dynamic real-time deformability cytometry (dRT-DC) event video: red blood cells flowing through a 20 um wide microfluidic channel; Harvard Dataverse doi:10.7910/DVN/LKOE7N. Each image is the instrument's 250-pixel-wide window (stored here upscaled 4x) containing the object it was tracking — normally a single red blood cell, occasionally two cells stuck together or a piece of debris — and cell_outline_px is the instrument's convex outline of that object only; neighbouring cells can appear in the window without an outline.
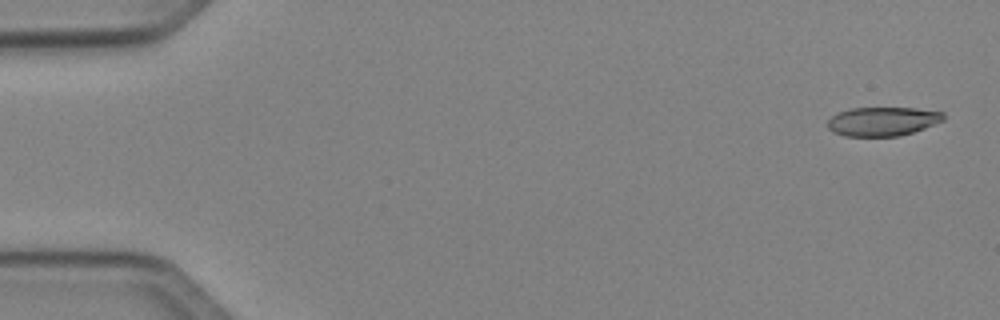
{"species": "Egyptian fruit bat (a non-hibernating species)", "species_latin": "Rousettus aegyptiacus", "temperature_condition": "cold", "stored_images_in_passage": 6, "camera_frame_rate_fps": 3000, "um_per_image_px": 0.085, "animal": {"sex": "female"}, "frame": {"image": 1, "passage_image": 1, "time_ms": 0.0, "image_size_px": [1000, 320], "cell_outline_px": [[944, 120], [924, 128], [900, 136], [844, 136], [832, 132], [828, 128], [828, 120], [832, 116], [840, 112], [852, 108], [916, 108], [944, 112]], "centroid_in_image_um": [75.02, 10.32], "position_along_channel_um": 10.0, "area_um2": 19.48}}
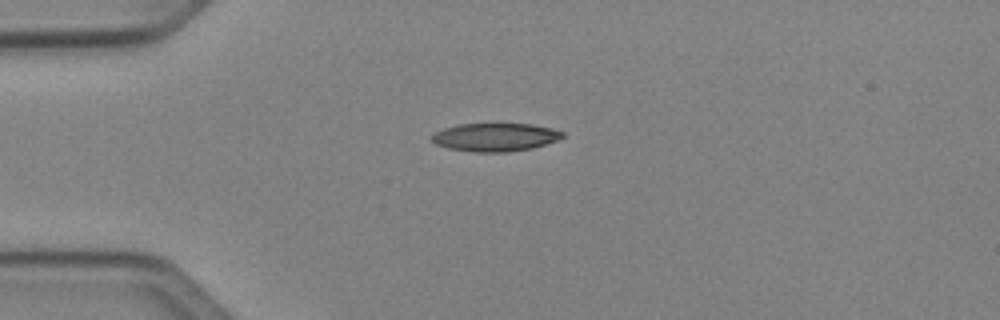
{"frame": {"image": 2, "passage_image": 4, "time_ms": 3.667, "image_size_px": [1000, 320], "cell_outline_px": [[564, 136], [556, 140], [532, 148], [508, 152], [476, 152], [448, 148], [436, 144], [432, 140], [432, 136], [436, 132], [444, 128], [460, 124], [532, 124], [552, 128], [564, 132]], "centroid_in_image_um": [42.1, 11.66], "position_along_channel_um": 42.9, "area_um2": 21.27}}
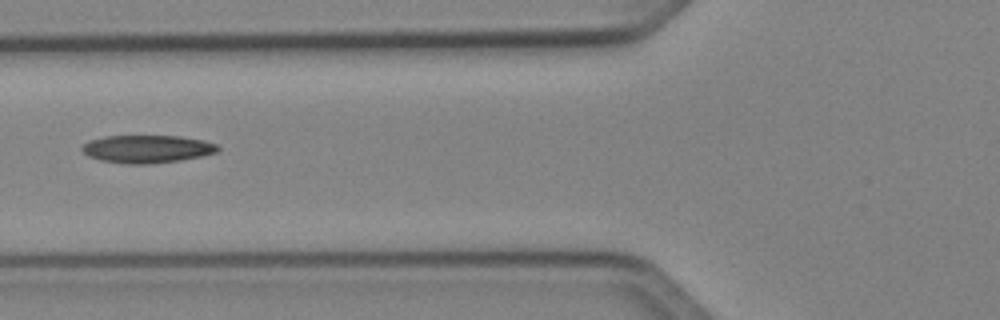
{"frame": {"image": 3, "passage_image": 6, "time_ms": 6.0, "image_size_px": [1000, 320], "cell_outline_px": [[220, 148], [216, 152], [200, 156], [180, 160], [148, 164], [124, 164], [100, 160], [88, 156], [80, 148], [88, 140], [104, 136], [180, 136], [204, 140], [216, 144]], "centroid_in_image_um": [12.47, 12.66], "position_along_channel_um": 113.3, "area_um2": 22.02}}